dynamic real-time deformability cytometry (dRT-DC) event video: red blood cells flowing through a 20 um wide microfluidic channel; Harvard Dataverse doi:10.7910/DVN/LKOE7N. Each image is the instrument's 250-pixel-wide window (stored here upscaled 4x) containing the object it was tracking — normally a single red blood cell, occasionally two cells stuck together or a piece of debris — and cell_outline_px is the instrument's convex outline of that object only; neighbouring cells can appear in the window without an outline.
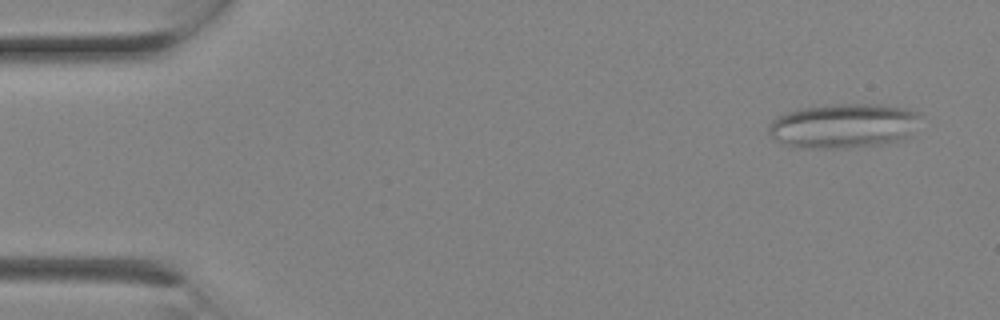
{"species": "Egyptian fruit bat (a non-hibernating species)", "species_latin": "Rousettus aegyptiacus", "temperature_condition": "room temperature", "stored_images_in_passage": 2, "camera_frame_rate_fps": 3000, "um_per_image_px": 0.085, "animal": {"sex": "female"}, "frame": {"image": 1, "passage_image": 1, "time_ms": 0.0, "image_size_px": [1000, 320], "cell_outline_px": [[924, 116], [908, 136], [896, 140], [880, 144], [848, 148], [796, 148], [772, 140], [768, 132], [768, 128], [772, 120], [796, 108], [836, 104], [880, 104], [904, 108], [920, 112]], "centroid_in_image_um": [71.68, 10.69], "position_along_channel_um": 13.3, "area_um2": 39.77}}